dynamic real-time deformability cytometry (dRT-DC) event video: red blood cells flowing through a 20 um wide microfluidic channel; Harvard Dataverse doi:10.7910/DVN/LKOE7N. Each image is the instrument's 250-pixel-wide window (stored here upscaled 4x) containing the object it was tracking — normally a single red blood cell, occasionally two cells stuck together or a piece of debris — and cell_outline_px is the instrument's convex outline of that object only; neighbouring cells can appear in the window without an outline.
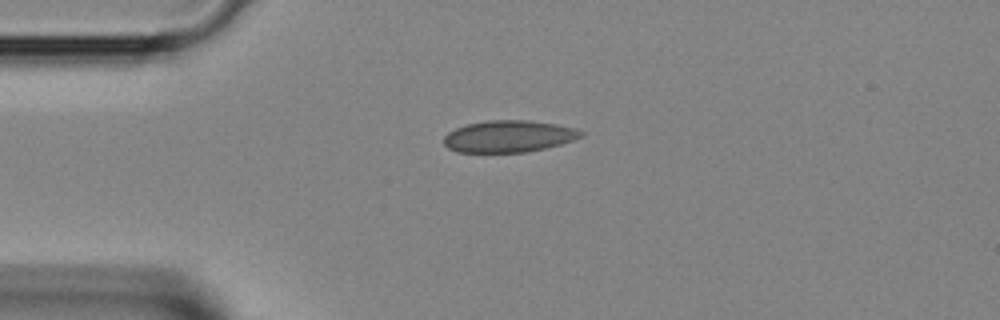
{"species": "Egyptian fruit bat (a non-hibernating species)", "species_latin": "Rousettus aegyptiacus", "temperature_condition": "room temperature", "stored_images_in_passage": 2, "camera_frame_rate_fps": 3000, "um_per_image_px": 0.085, "animal": {"sex": "female"}, "frame": {"image": 1, "passage_image": 1, "time_ms": 0.0, "image_size_px": [1000, 320], "cell_outline_px": [[584, 136], [560, 144], [528, 152], [456, 152], [448, 148], [444, 144], [444, 136], [448, 132], [456, 128], [468, 124], [488, 120], [528, 120], [556, 124], [576, 128], [584, 132]], "centroid_in_image_um": [43.25, 11.59], "position_along_channel_um": 41.8, "area_um2": 25.43}}